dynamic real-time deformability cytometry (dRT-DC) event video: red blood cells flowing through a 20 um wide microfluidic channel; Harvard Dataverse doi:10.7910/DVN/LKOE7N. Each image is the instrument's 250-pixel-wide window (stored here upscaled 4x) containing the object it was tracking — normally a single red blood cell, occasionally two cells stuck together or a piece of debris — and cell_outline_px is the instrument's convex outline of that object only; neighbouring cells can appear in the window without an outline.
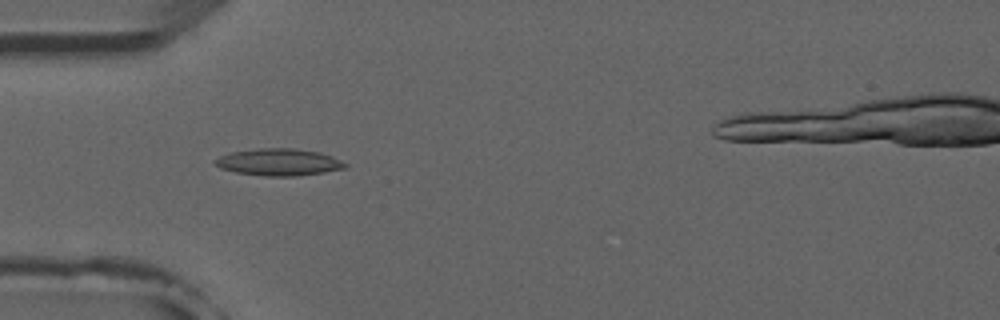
{"species": "common noctule bat (a hibernating species)", "species_latin": "Nyctalus noctula", "temperature_condition": "room temperature", "stored_images_in_passage": 6, "camera_frame_rate_fps": 3000, "um_per_image_px": 0.085, "animal": {"sex": "male", "forearm_length_mm": 52.5}, "frame": {"image": 1, "passage_image": 5, "time_ms": 4.667, "image_size_px": [1000, 320], "cell_outline_px": [[348, 168], [324, 172], [296, 176], [264, 176], [236, 172], [220, 168], [212, 160], [220, 156], [232, 152], [260, 148], [296, 148], [320, 152], [332, 156], [348, 164]], "centroid_in_image_um": [23.73, 13.78], "position_along_channel_um": 61.3, "area_um2": 20.52}}
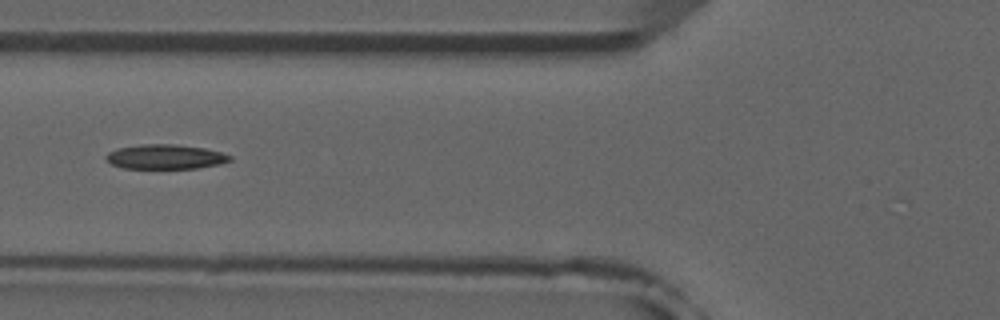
{"frame": {"image": 2, "passage_image": 6, "time_ms": 6.0, "image_size_px": [1000, 320], "cell_outline_px": [[232, 160], [220, 164], [196, 168], [124, 168], [112, 164], [104, 160], [104, 156], [108, 152], [116, 148], [140, 144], [176, 144], [204, 148], [220, 152], [232, 156]], "centroid_in_image_um": [14.02, 13.32], "position_along_channel_um": 111.8, "area_um2": 17.86}}